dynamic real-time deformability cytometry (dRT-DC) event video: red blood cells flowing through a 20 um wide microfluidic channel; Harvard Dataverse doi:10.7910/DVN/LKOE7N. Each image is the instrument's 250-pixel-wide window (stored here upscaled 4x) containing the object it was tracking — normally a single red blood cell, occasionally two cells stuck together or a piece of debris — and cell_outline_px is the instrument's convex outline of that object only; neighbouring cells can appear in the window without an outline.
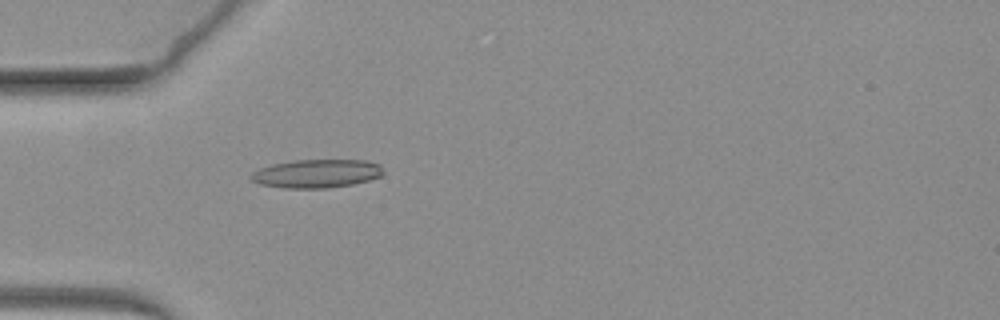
{"species": "common noctule bat (a hibernating species)", "species_latin": "Nyctalus noctula", "temperature_condition": "warm", "stored_images_in_passage": 46, "camera_frame_rate_fps": 3000, "um_per_image_px": 0.085, "animal": {"sex": "female", "body_mass_g": 19.3, "forearm_length_mm": 54.1}, "frame": {"image": 1, "passage_image": 1, "time_ms": 0.0, "image_size_px": [1000, 320], "cell_outline_px": [[384, 172], [380, 176], [368, 180], [352, 184], [328, 188], [284, 188], [260, 184], [252, 180], [248, 176], [252, 172], [260, 168], [272, 164], [296, 160], [364, 160], [380, 164]], "centroid_in_image_um": [26.9, 14.75], "position_along_channel_um": 58.1, "area_um2": 21.91}}
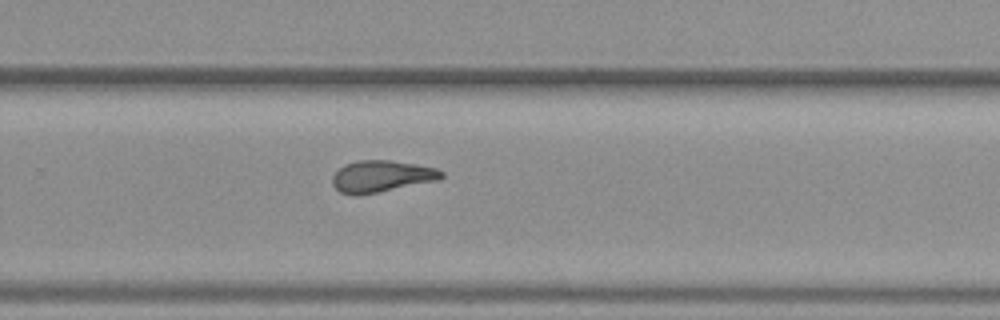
{"frame": {"image": 2, "passage_image": 24, "time_ms": 7.667, "image_size_px": [1000, 320], "cell_outline_px": [[444, 176], [440, 180], [360, 196], [352, 196], [340, 192], [332, 184], [332, 176], [344, 164], [356, 160], [388, 160], [416, 164], [436, 168], [444, 172]], "centroid_in_image_um": [32.42, 15.0], "position_along_channel_um": 297.4, "area_um2": 20.46}}
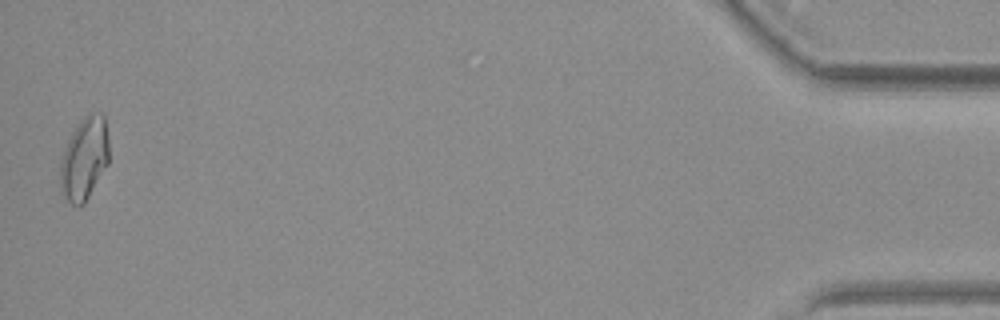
{"frame": {"image": 3, "passage_image": 45, "time_ms": 14.667, "image_size_px": [1000, 320], "cell_outline_px": [[108, 164], [84, 204], [72, 204], [60, 192], [60, 164], [64, 148], [72, 132], [80, 120], [84, 116], [92, 112], [104, 112], [108, 136]], "centroid_in_image_um": [7.17, 13.44], "position_along_channel_um": 428.0, "area_um2": 23.58}}